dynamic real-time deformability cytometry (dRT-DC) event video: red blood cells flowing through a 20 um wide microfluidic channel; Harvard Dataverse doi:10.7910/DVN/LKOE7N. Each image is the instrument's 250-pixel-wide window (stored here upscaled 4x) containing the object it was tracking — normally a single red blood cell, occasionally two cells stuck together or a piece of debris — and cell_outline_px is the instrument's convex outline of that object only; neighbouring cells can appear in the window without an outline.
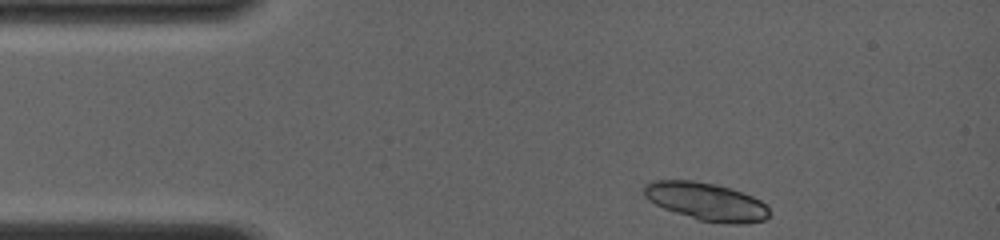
{"species": "common noctule bat (a hibernating species)", "species_latin": "Nyctalus noctula", "temperature_condition": "room temperature", "stored_images_in_passage": 4, "camera_frame_rate_fps": 4000, "um_per_image_px": 0.085, "animal": {"sex": "female", "body_mass_g": 19.0, "forearm_length_mm": 56.7}, "frame": {"image": 1, "passage_image": 1, "time_ms": 0.0, "image_size_px": [1000, 240], "cell_outline_px": [[768, 216], [764, 220], [744, 224], [728, 224], [700, 220], [664, 208], [648, 200], [644, 196], [644, 184], [652, 180], [692, 180], [716, 184], [732, 188], [752, 196], [760, 200], [768, 208]], "centroid_in_image_um": [60.02, 17.12], "position_along_channel_um": 25.0, "area_um2": 27.57}}